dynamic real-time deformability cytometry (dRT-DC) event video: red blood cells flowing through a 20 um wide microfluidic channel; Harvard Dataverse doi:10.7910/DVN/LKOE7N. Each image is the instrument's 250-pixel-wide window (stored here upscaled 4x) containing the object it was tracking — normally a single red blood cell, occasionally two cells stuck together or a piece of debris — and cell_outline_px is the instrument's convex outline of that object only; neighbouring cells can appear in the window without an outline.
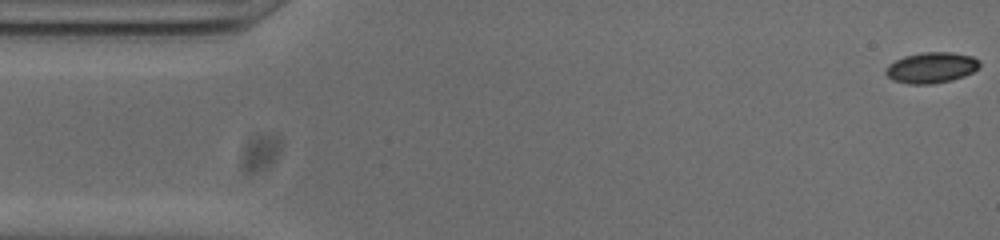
{"species": "common noctule bat (a hibernating species)", "species_latin": "Nyctalus noctula", "temperature_condition": "cold", "stored_images_in_passage": 8, "camera_frame_rate_fps": 3000, "um_per_image_px": 0.085, "animal": {"sex": "male", "body_mass_g": 20.0, "forearm_length_mm": 53.3}, "frame": {"image": 1, "passage_image": 1, "time_ms": 0.0, "image_size_px": [1000, 240], "cell_outline_px": [[980, 64], [972, 72], [964, 76], [952, 80], [932, 84], [908, 84], [892, 80], [884, 72], [888, 64], [904, 56], [920, 52], [952, 52], [972, 56], [980, 60]], "centroid_in_image_um": [79.14, 5.75], "position_along_channel_um": 5.9, "area_um2": 16.94}}